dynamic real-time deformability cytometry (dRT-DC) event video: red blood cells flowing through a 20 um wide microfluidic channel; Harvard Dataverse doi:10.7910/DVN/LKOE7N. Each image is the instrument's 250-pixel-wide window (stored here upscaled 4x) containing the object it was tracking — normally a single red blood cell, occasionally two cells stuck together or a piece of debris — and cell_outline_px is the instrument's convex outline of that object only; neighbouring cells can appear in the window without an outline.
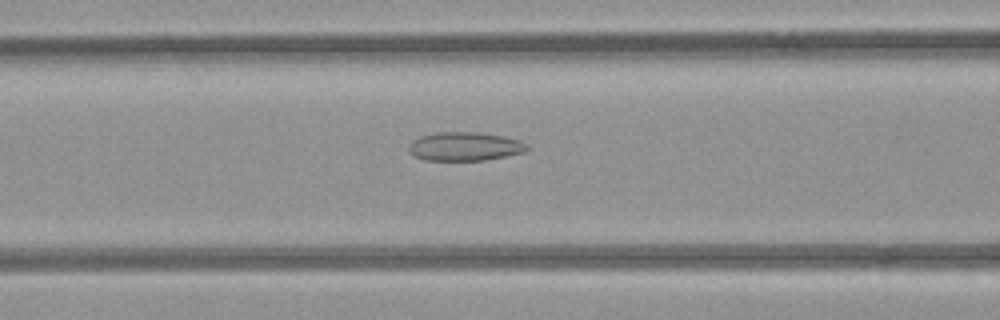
{"species": "common noctule bat (a hibernating species)", "species_latin": "Nyctalus noctula", "temperature_condition": "room temperature", "stored_images_in_passage": 35, "camera_frame_rate_fps": 3000, "um_per_image_px": 0.085, "animal": {"sex": "female", "body_mass_g": 21.9}, "frame": {"image": 1, "passage_image": 8, "time_ms": 2.333, "image_size_px": [1000, 320], "cell_outline_px": [[528, 148], [524, 152], [484, 160], [424, 160], [416, 156], [408, 148], [408, 144], [412, 140], [420, 136], [436, 132], [480, 132], [504, 136], [520, 140], [528, 144]], "centroid_in_image_um": [39.51, 12.43], "position_along_channel_um": 127.1, "area_um2": 19.77}}
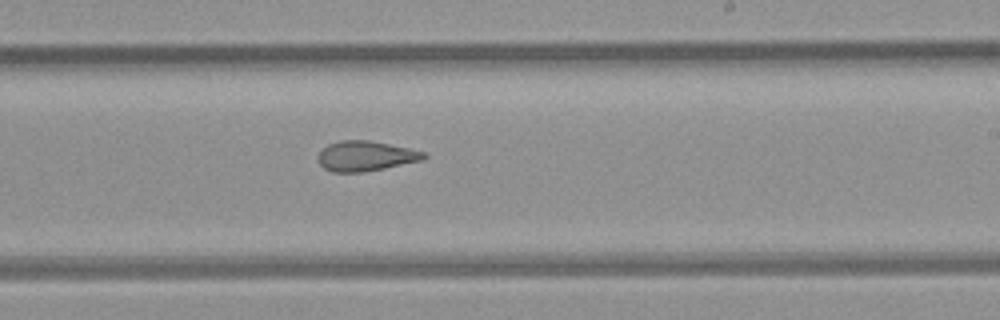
{"frame": {"image": 2, "passage_image": 18, "time_ms": 5.667, "image_size_px": [1000, 320], "cell_outline_px": [[428, 156], [424, 160], [384, 168], [360, 172], [332, 172], [324, 168], [320, 164], [320, 152], [328, 144], [340, 140], [368, 140], [408, 148], [424, 152]], "centroid_in_image_um": [31.1, 13.26], "position_along_channel_um": 257.9, "area_um2": 18.26}}
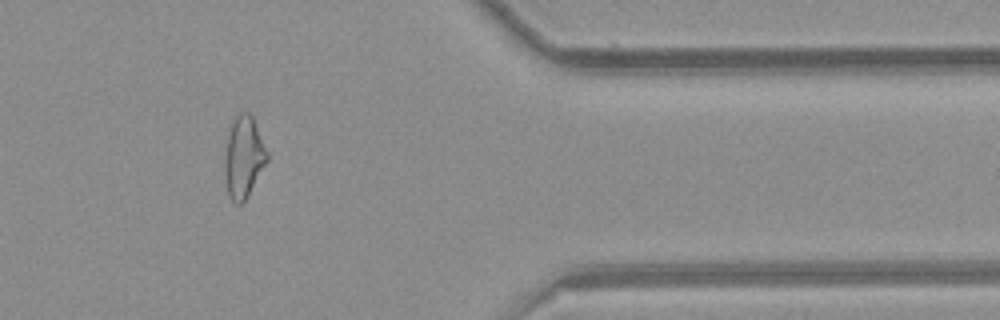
{"frame": {"image": 3, "passage_image": 30, "time_ms": 9.667, "image_size_px": [1000, 320], "cell_outline_px": [[268, 160], [244, 200], [240, 204], [236, 204], [228, 196], [224, 172], [224, 160], [228, 132], [232, 120], [236, 112], [248, 112], [252, 116], [268, 152]], "centroid_in_image_um": [20.68, 13.31], "position_along_channel_um": 390.7, "area_um2": 20.11}, "authors_computed_cell_mechanics": {"area_um2": 19.7676, "velocity_mm_per_s": 3.9234, "shape_relaxation_time_tau1_ms": null, "shape_relaxation_time_tau2_ms": 2.7699, "deformation_change_tau1": null, "deformation_change_tau2": 0.1131}}